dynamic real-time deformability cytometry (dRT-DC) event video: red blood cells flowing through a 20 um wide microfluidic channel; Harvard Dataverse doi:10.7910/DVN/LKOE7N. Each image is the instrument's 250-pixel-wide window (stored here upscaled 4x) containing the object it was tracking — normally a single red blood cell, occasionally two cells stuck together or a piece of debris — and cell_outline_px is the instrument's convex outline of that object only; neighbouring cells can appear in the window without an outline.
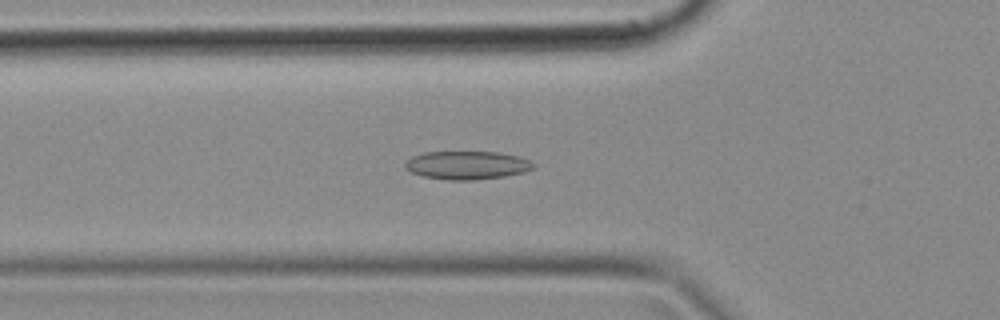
{"species": "common noctule bat (a hibernating species)", "species_latin": "Nyctalus noctula", "temperature_condition": "cold", "stored_images_in_passage": 48, "camera_frame_rate_fps": 3000, "um_per_image_px": 0.085, "animal": {"sex": "female", "body_mass_g": 18.4}, "frame": {"image": 1, "passage_image": 16, "time_ms": 5.0, "image_size_px": [1000, 320], "cell_outline_px": [[536, 168], [524, 172], [504, 176], [472, 180], [448, 180], [424, 176], [412, 172], [404, 168], [404, 164], [412, 156], [424, 152], [500, 152], [520, 156], [536, 164]], "centroid_in_image_um": [39.73, 14.03], "position_along_channel_um": 86.1, "area_um2": 21.21}}
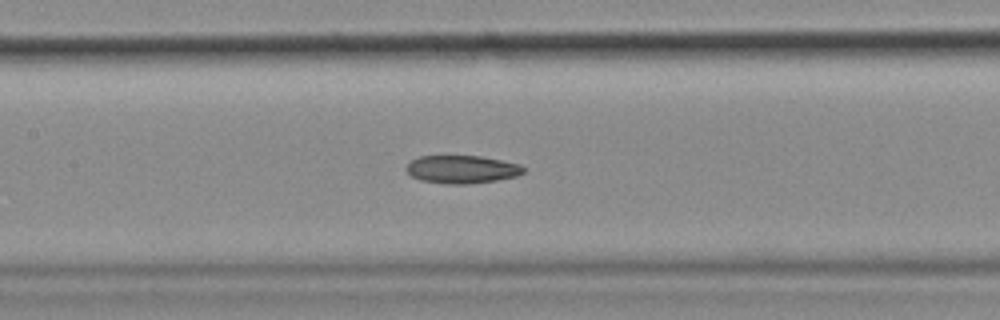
{"frame": {"image": 2, "passage_image": 22, "time_ms": 7.0, "image_size_px": [1000, 320], "cell_outline_px": [[524, 172], [516, 176], [496, 180], [468, 184], [448, 184], [420, 180], [412, 176], [404, 168], [412, 160], [420, 156], [480, 156], [520, 164], [524, 168]], "centroid_in_image_um": [39.25, 14.39], "position_along_channel_um": 168.2, "area_um2": 18.96}}
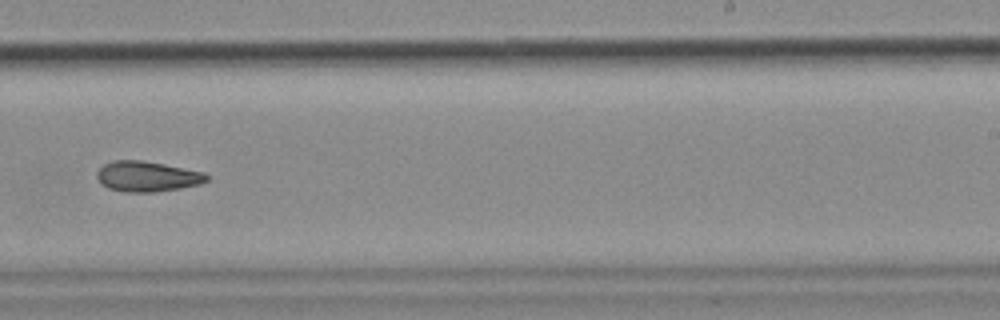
{"frame": {"image": 3, "passage_image": 30, "time_ms": 9.667, "image_size_px": [1000, 320], "cell_outline_px": [[208, 180], [200, 184], [180, 188], [152, 192], [124, 192], [108, 188], [100, 184], [96, 176], [96, 172], [104, 164], [112, 160], [140, 160], [164, 164], [204, 172], [208, 176]], "centroid_in_image_um": [12.47, 15.0], "position_along_channel_um": 276.5, "area_um2": 19.48}}